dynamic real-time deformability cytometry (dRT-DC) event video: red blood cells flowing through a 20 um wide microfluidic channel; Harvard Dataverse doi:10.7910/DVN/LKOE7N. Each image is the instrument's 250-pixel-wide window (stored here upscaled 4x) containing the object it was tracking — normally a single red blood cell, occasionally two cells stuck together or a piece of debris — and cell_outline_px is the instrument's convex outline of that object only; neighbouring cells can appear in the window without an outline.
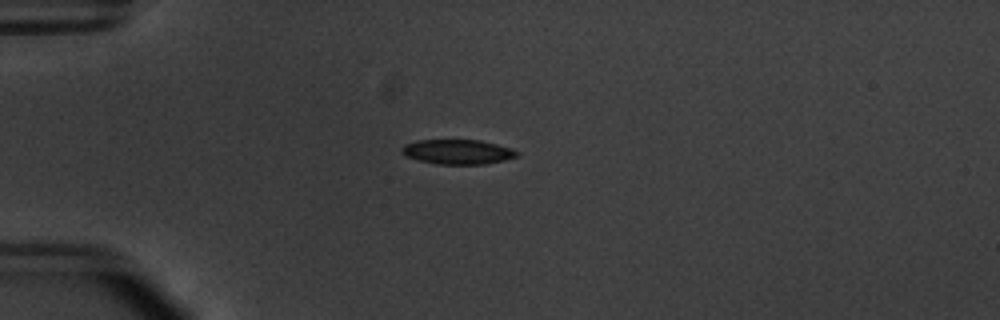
{"species": "common noctule bat (a hibernating species)", "species_latin": "Nyctalus noctula", "temperature_condition": "warm", "stored_images_in_passage": 54, "camera_frame_rate_fps": 3000, "um_per_image_px": 0.085, "animal": {"sex": "male", "body_mass_g": 20.1, "forearm_length_mm": 53.5}, "frame": {"image": 1, "passage_image": 15, "time_ms": 4.667, "image_size_px": [1000, 320], "cell_outline_px": [[520, 156], [504, 160], [484, 164], [436, 164], [404, 156], [400, 152], [400, 148], [404, 144], [416, 140], [480, 140], [512, 148], [520, 152]], "centroid_in_image_um": [38.9, 12.9], "position_along_channel_um": 46.1, "area_um2": 16.76}}
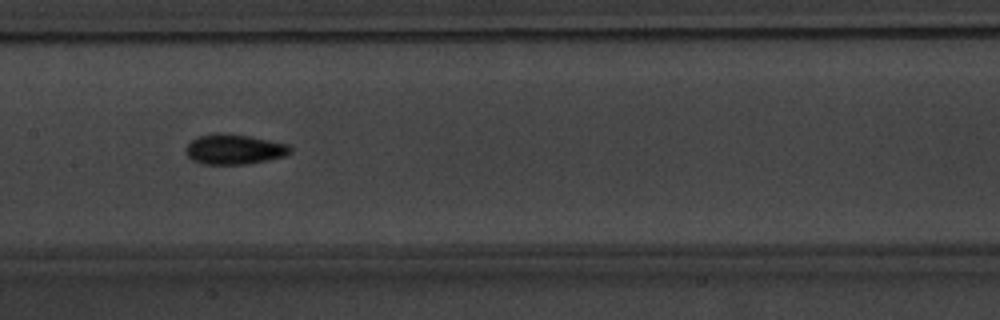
{"frame": {"image": 2, "passage_image": 28, "time_ms": 9.0, "image_size_px": [1000, 320], "cell_outline_px": [[292, 152], [284, 156], [268, 160], [244, 164], [204, 164], [192, 160], [184, 152], [184, 148], [196, 136], [212, 132], [224, 132], [248, 136], [288, 144], [292, 148]], "centroid_in_image_um": [19.86, 12.67], "position_along_channel_um": 187.5, "area_um2": 18.55}}
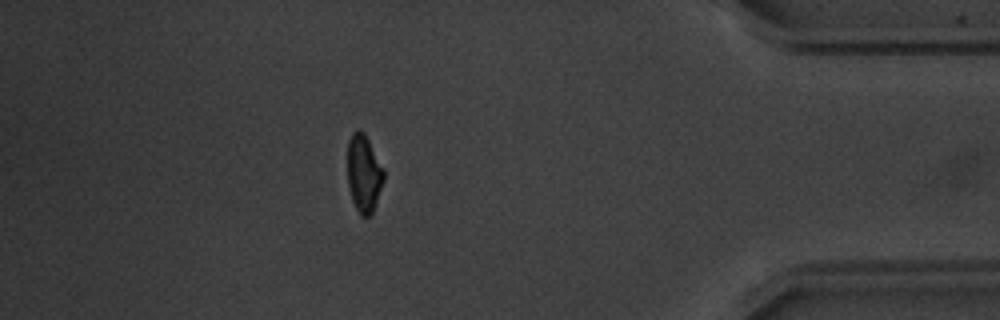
{"frame": {"image": 3, "passage_image": 48, "time_ms": 15.667, "image_size_px": [1000, 320], "cell_outline_px": [[384, 180], [372, 216], [360, 216], [352, 200], [348, 184], [348, 140], [352, 132], [356, 128], [360, 128], [364, 132], [384, 168]], "centroid_in_image_um": [30.93, 14.73], "position_along_channel_um": 404.3, "area_um2": 16.65}, "authors_computed_cell_mechanics": {"area_um2": 16.7909, "velocity_mm_per_s": 3.8009, "shape_relaxation_time_tau1_ms": 3.053, "shape_relaxation_time_tau2_ms": 5.0996, "deformation_change_tau1": 0.129, "deformation_change_tau2": 0.1}}